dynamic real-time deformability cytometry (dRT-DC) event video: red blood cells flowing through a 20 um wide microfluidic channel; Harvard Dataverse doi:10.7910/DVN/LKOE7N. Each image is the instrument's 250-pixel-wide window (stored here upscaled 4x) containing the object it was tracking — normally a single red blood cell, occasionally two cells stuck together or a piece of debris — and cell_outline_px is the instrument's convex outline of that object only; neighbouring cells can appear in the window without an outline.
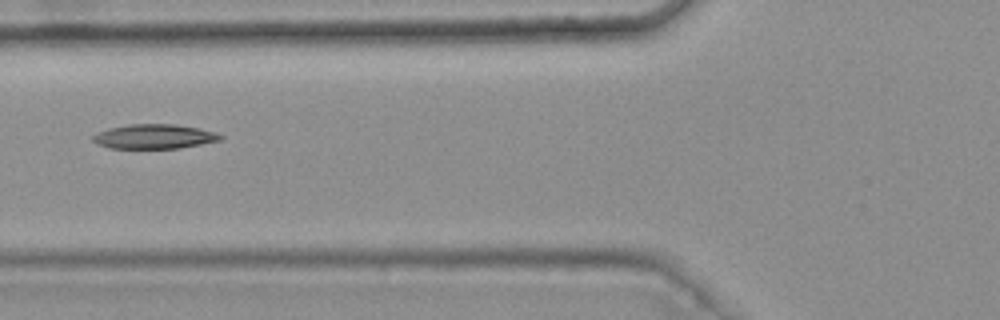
{"species": "common noctule bat (a hibernating species)", "species_latin": "Nyctalus noctula", "temperature_condition": "warm", "stored_images_in_passage": 7, "camera_frame_rate_fps": 3000, "um_per_image_px": 0.085, "animal": {"sex": "female", "body_mass_g": 25.1}, "frame": {"image": 1, "passage_image": 7, "time_ms": 2.0, "image_size_px": [1000, 320], "cell_outline_px": [[224, 136], [220, 140], [180, 148], [108, 148], [92, 140], [92, 136], [96, 132], [108, 128], [128, 124], [176, 124], [200, 128], [216, 132]], "centroid_in_image_um": [13.11, 11.59], "position_along_channel_um": 112.7, "area_um2": 18.26}}